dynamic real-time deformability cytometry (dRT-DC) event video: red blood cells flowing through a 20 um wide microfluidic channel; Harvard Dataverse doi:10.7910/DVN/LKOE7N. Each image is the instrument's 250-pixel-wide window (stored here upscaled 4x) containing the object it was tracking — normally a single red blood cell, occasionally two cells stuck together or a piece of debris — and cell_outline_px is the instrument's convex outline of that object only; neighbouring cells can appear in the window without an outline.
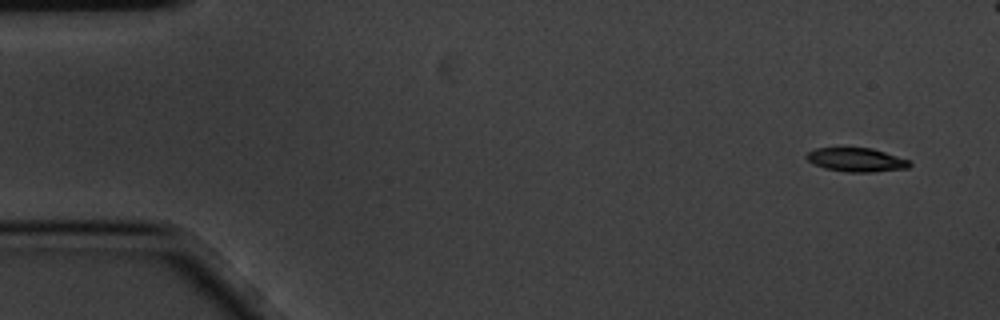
{"species": "common noctule bat (a hibernating species)", "species_latin": "Nyctalus noctula", "temperature_condition": "cold", "stored_images_in_passage": 8, "camera_frame_rate_fps": 3000, "um_per_image_px": 0.085, "animal": {"sex": "male", "body_mass_g": 20.1, "forearm_length_mm": 53.5}, "frame": {"image": 1, "passage_image": 1, "time_ms": 0.0, "image_size_px": [1000, 320], "cell_outline_px": [[912, 164], [908, 168], [872, 172], [848, 172], [824, 168], [812, 164], [804, 156], [808, 152], [816, 148], [872, 148], [908, 160]], "centroid_in_image_um": [72.75, 13.59], "position_along_channel_um": 12.2, "area_um2": 14.22}}
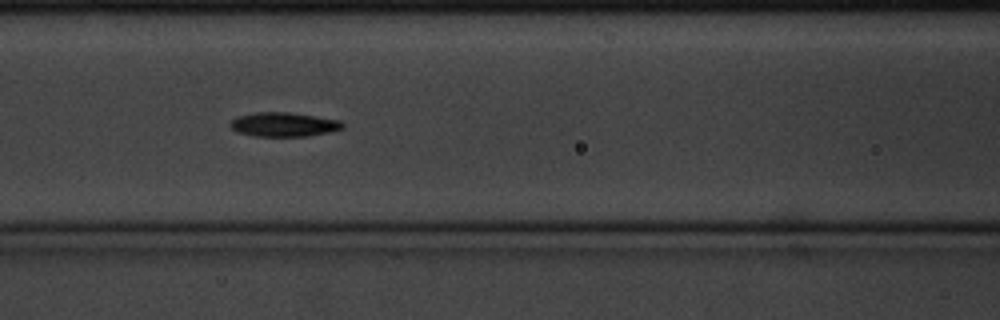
{"frame": {"image": 2, "passage_image": 6, "time_ms": 1.667, "image_size_px": [1000, 320], "cell_outline_px": [[344, 128], [328, 132], [308, 136], [252, 136], [236, 132], [228, 124], [236, 116], [256, 112], [288, 112], [340, 120], [344, 124]], "centroid_in_image_um": [24.08, 10.58], "position_along_channel_um": 142.5, "area_um2": 15.9}}
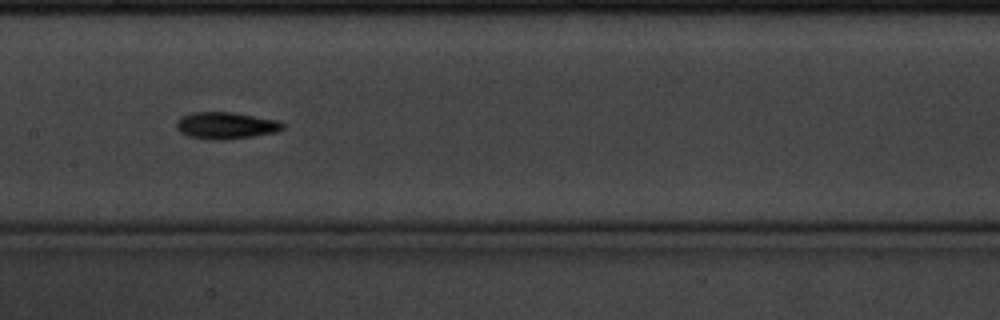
{"frame": {"image": 3, "passage_image": 7, "time_ms": 2.0, "image_size_px": [1000, 320], "cell_outline_px": [[284, 128], [276, 132], [252, 136], [216, 140], [212, 140], [188, 136], [180, 132], [176, 128], [176, 124], [180, 116], [192, 112], [232, 112], [280, 120], [284, 124]], "centroid_in_image_um": [19.19, 10.65], "position_along_channel_um": 188.2, "area_um2": 16.65}}